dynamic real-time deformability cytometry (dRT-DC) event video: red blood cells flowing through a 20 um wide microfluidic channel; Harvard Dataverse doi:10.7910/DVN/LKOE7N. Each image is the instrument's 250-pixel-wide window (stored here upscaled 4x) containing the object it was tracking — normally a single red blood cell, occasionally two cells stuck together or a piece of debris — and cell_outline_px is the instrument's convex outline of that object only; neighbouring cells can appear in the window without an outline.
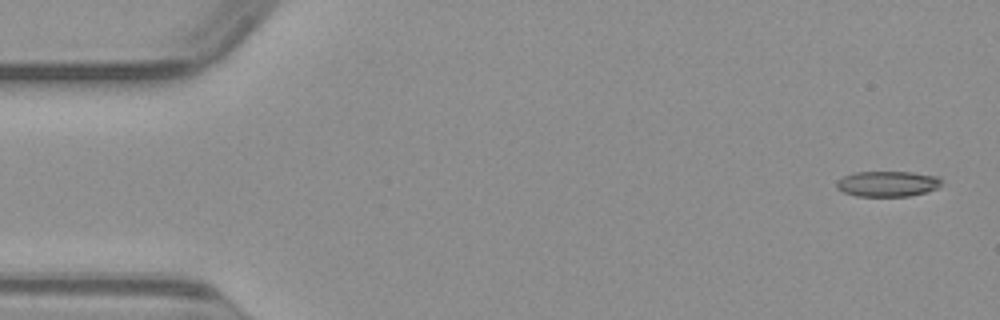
{"species": "common noctule bat (a hibernating species)", "species_latin": "Nyctalus noctula", "temperature_condition": "warm", "stored_images_in_passage": 49, "camera_frame_rate_fps": 3000, "um_per_image_px": 0.085, "animal": {"sex": "male", "body_mass_g": 23.1, "forearm_length_mm": 52.7}, "frame": {"image": 1, "passage_image": 1, "time_ms": 0.0, "image_size_px": [1000, 320], "cell_outline_px": [[940, 184], [936, 188], [924, 192], [908, 196], [856, 196], [844, 192], [836, 188], [836, 180], [844, 176], [856, 172], [912, 172], [940, 176]], "centroid_in_image_um": [75.41, 15.61], "position_along_channel_um": 9.6, "area_um2": 15.55}}
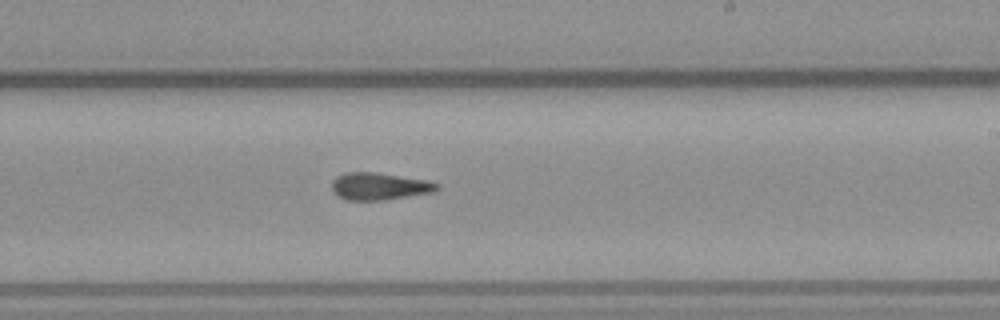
{"frame": {"image": 2, "passage_image": 28, "time_ms": 9.0, "image_size_px": [1000, 320], "cell_outline_px": [[440, 188], [432, 192], [384, 200], [348, 200], [340, 196], [332, 188], [332, 180], [336, 176], [344, 172], [376, 172], [428, 180], [440, 184]], "centroid_in_image_um": [32.26, 15.82], "position_along_channel_um": 256.7, "area_um2": 16.65}}
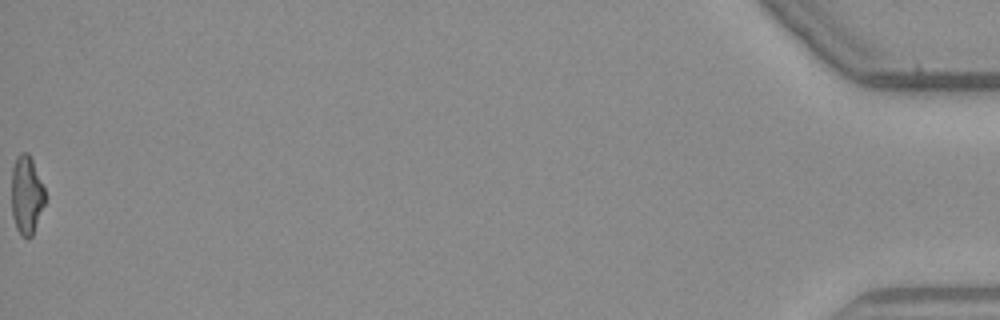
{"frame": {"image": 3, "passage_image": 49, "time_ms": 16.0, "image_size_px": [1000, 320], "cell_outline_px": [[44, 204], [32, 236], [28, 240], [20, 236], [16, 228], [12, 216], [12, 168], [16, 156], [20, 152], [28, 152], [32, 160], [44, 188]], "centroid_in_image_um": [2.23, 16.6], "position_along_channel_um": 433.0, "area_um2": 15.32}}